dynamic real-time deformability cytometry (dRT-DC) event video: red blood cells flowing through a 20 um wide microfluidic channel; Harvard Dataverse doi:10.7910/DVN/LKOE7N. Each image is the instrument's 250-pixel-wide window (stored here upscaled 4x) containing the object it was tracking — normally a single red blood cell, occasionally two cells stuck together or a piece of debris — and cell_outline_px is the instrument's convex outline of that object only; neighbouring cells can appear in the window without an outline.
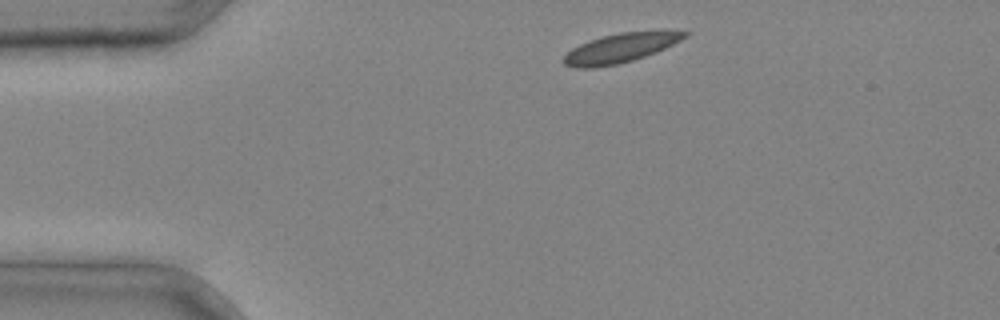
{"species": "common noctule bat (a hibernating species)", "species_latin": "Nyctalus noctula", "temperature_condition": "cold", "stored_images_in_passage": 2, "camera_frame_rate_fps": 3000, "um_per_image_px": 0.085, "animal": {"sex": "male", "body_mass_g": 20.4}, "frame": {"image": 1, "passage_image": 1, "time_ms": 0.0, "image_size_px": [1000, 320], "cell_outline_px": [[692, 32], [688, 36], [656, 52], [632, 60], [616, 64], [596, 68], [576, 68], [564, 64], [560, 60], [572, 48], [588, 40], [620, 32]], "centroid_in_image_um": [52.64, 4.11], "position_along_channel_um": 32.4, "area_um2": 20.17}}